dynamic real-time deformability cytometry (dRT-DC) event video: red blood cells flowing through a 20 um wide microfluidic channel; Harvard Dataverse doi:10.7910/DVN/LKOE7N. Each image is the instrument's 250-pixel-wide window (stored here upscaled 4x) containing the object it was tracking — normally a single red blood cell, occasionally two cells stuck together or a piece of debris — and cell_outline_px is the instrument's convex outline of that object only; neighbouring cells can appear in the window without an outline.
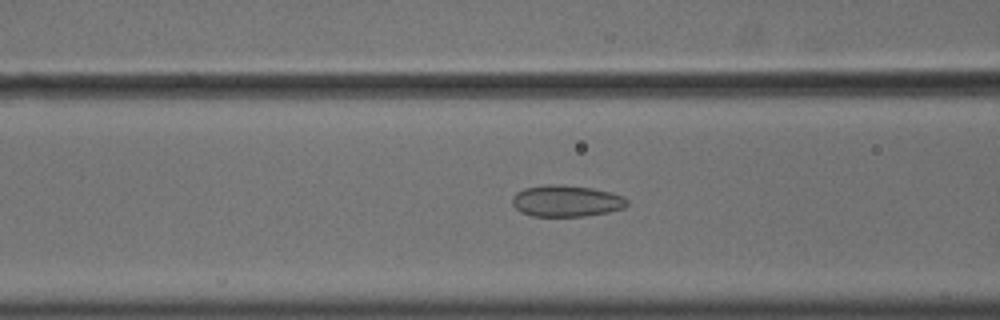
{"species": "common noctule bat (a hibernating species)", "species_latin": "Nyctalus noctula", "temperature_condition": "cold", "stored_images_in_passage": 57, "camera_frame_rate_fps": 3000, "um_per_image_px": 0.085, "animal": {"sex": "male", "body_mass_g": 18.8}, "frame": {"image": 1, "passage_image": 24, "time_ms": 7.667, "image_size_px": [1000, 320], "cell_outline_px": [[628, 204], [624, 208], [608, 212], [584, 216], [532, 216], [520, 212], [512, 204], [512, 196], [516, 192], [524, 188], [544, 184], [564, 184], [592, 188], [624, 196], [628, 200]], "centroid_in_image_um": [48.11, 17.07], "position_along_channel_um": 118.5, "area_um2": 21.27}}
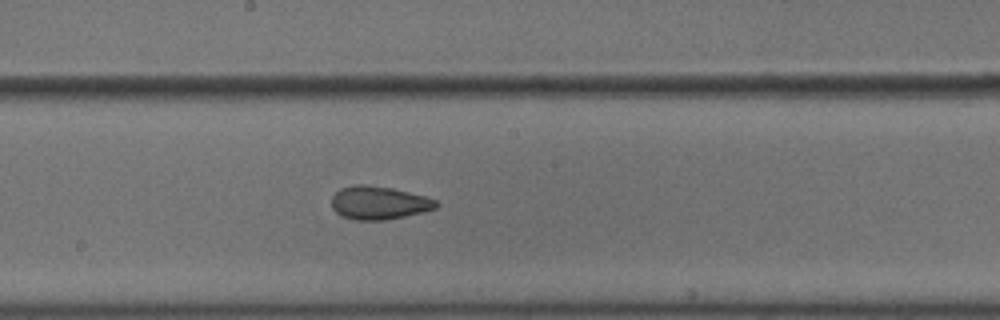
{"frame": {"image": 2, "passage_image": 32, "time_ms": 10.333, "image_size_px": [1000, 320], "cell_outline_px": [[440, 204], [436, 208], [404, 216], [384, 220], [356, 220], [340, 216], [332, 208], [332, 196], [340, 188], [352, 184], [364, 184], [392, 188], [424, 196], [436, 200]], "centroid_in_image_um": [32.16, 17.23], "position_along_channel_um": 216.0, "area_um2": 20.23}}
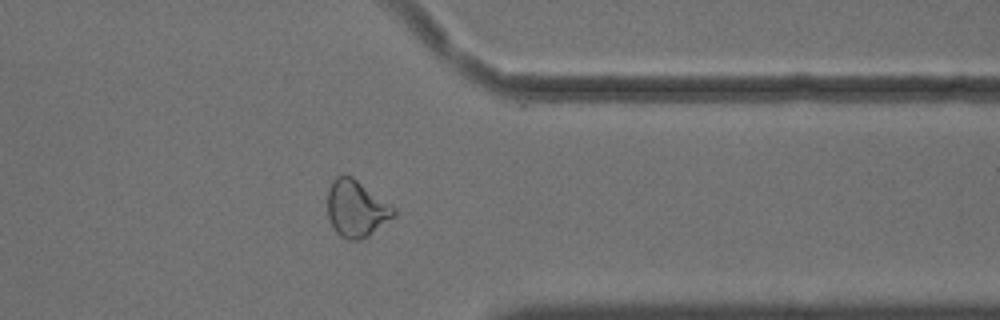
{"frame": {"image": 3, "passage_image": 46, "time_ms": 15.0, "image_size_px": [1000, 320], "cell_outline_px": [[396, 216], [368, 236], [360, 240], [348, 240], [340, 236], [336, 232], [328, 216], [328, 188], [332, 180], [336, 176], [344, 172], [352, 176], [396, 208]], "centroid_in_image_um": [30.29, 17.71], "position_along_channel_um": 381.1, "area_um2": 22.14}, "authors_computed_cell_mechanics": {"area_um2": 22.542, "velocity_mm_per_s": 3.6411, "shape_relaxation_time_tau1_ms": null, "shape_relaxation_time_tau2_ms": 1.9386, "deformation_change_tau1": null, "deformation_change_tau2": 0.0665}}